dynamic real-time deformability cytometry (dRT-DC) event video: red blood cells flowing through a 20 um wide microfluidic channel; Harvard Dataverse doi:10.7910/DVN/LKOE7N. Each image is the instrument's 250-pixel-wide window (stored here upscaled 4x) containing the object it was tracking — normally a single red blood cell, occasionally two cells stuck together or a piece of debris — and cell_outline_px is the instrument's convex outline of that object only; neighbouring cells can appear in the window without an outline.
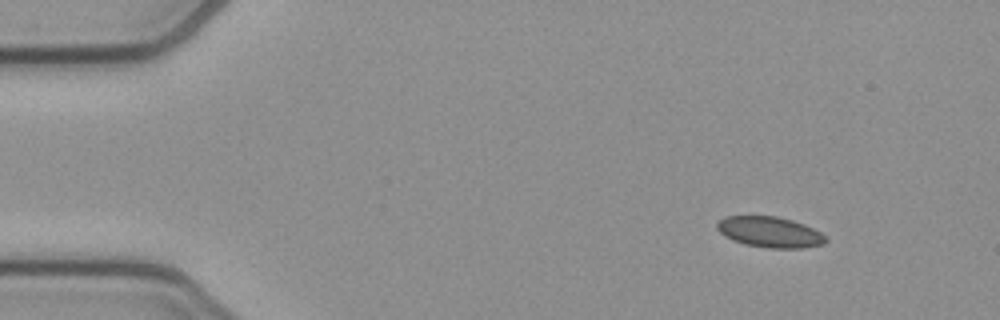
{"species": "common noctule bat (a hibernating species)", "species_latin": "Nyctalus noctula", "temperature_condition": "cold", "stored_images_in_passage": 31, "camera_frame_rate_fps": 3000, "um_per_image_px": 0.085, "animal": {"sex": "female", "body_mass_g": 21.9}, "frame": {"image": 1, "passage_image": 1, "time_ms": 0.0, "image_size_px": [1000, 320], "cell_outline_px": [[828, 240], [824, 244], [804, 248], [768, 248], [744, 244], [732, 240], [724, 236], [716, 228], [716, 224], [724, 216], [776, 216], [792, 220], [804, 224], [820, 232]], "centroid_in_image_um": [65.42, 19.73], "position_along_channel_um": 19.6, "area_um2": 19.54}}
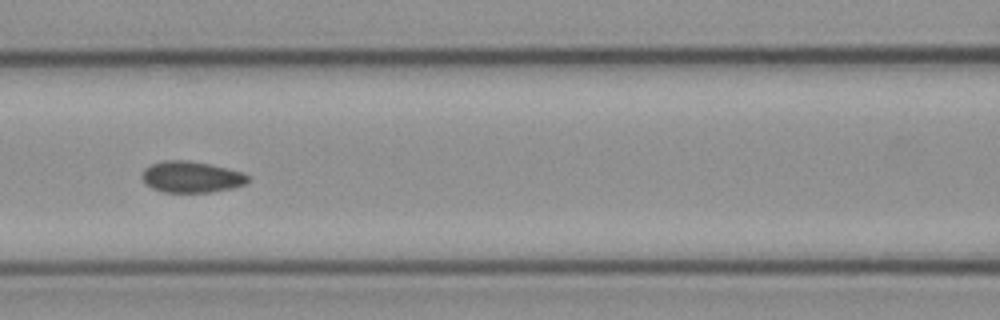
{"frame": {"image": 2, "passage_image": 18, "time_ms": 5.667, "image_size_px": [1000, 320], "cell_outline_px": [[248, 184], [232, 188], [208, 192], [164, 192], [152, 188], [144, 184], [140, 176], [144, 168], [152, 164], [164, 160], [188, 160], [208, 164], [244, 172], [248, 176]], "centroid_in_image_um": [16.24, 15.04], "position_along_channel_um": 150.4, "area_um2": 19.42}}
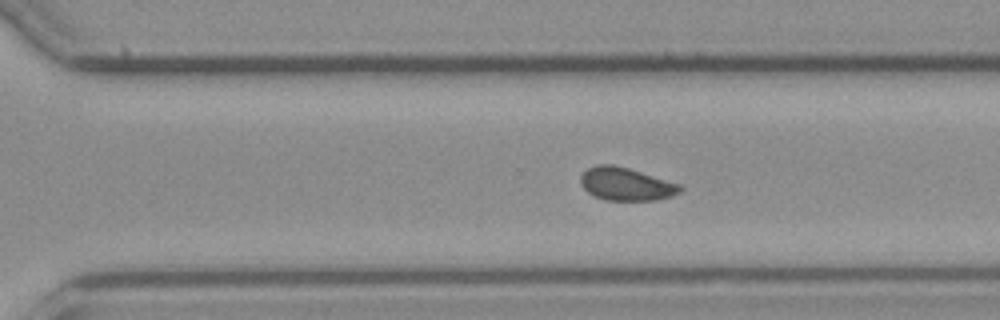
{"frame": {"image": 3, "passage_image": 31, "time_ms": 10.0, "image_size_px": [1000, 320], "cell_outline_px": [[684, 188], [680, 192], [672, 196], [656, 200], [604, 200], [592, 196], [580, 184], [580, 176], [588, 168], [600, 164], [612, 164], [628, 168], [680, 184]], "centroid_in_image_um": [53.2, 15.65], "position_along_channel_um": 317.4, "area_um2": 19.13}}